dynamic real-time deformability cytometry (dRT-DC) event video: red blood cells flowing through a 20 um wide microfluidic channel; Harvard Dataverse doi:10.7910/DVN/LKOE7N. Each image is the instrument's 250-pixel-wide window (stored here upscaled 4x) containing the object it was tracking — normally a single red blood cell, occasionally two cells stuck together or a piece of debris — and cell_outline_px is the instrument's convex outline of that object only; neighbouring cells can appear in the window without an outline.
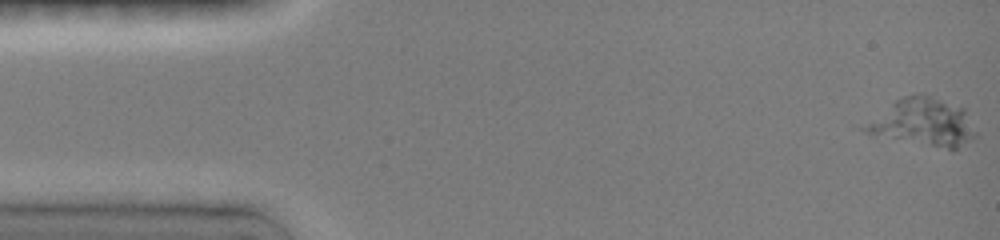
{"species": "common noctule bat (a hibernating species)", "species_latin": "Nyctalus noctula", "temperature_condition": "room temperature", "stored_images_in_passage": 48, "camera_frame_rate_fps": 3000, "um_per_image_px": 0.085, "animal": {"sex": "female", "body_mass_g": 19.0, "forearm_length_mm": 51.5}, "frame": {"image": 1, "passage_image": 1, "time_ms": 0.0, "image_size_px": [1000, 240], "cell_outline_px": [[976, 136], [952, 152], [868, 132], [856, 128], [896, 100], [904, 96], [916, 92], [920, 92], [964, 108], [976, 132]], "centroid_in_image_um": [78.48, 10.41], "position_along_channel_um": 6.5, "area_um2": 30.81}}
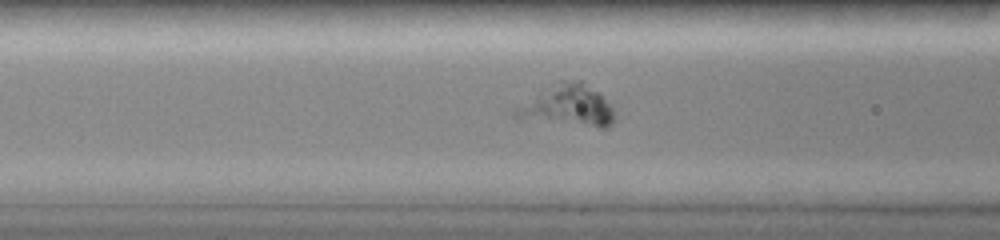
{"frame": {"image": 2, "passage_image": 19, "time_ms": 6.0, "image_size_px": [1000, 240], "cell_outline_px": [[612, 124], [608, 128], [600, 128], [516, 120], [512, 116], [512, 112], [516, 108], [560, 80], [580, 80], [596, 92], [612, 108]], "centroid_in_image_um": [48.19, 9.05], "position_along_channel_um": 118.4, "area_um2": 23.58}}
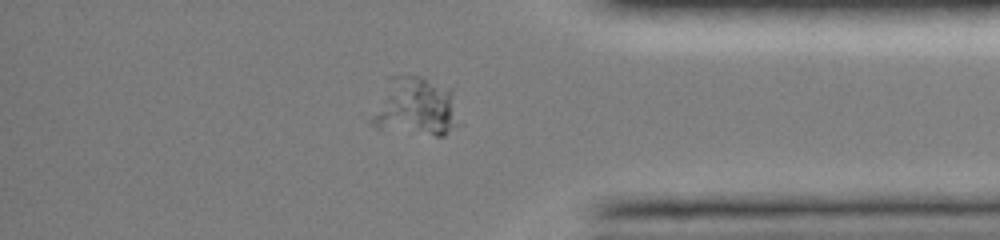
{"frame": {"image": 3, "passage_image": 41, "time_ms": 13.333, "image_size_px": [1000, 240], "cell_outline_px": [[464, 124], [444, 136], [436, 136], [376, 128], [372, 124], [372, 116], [388, 76], [420, 76], [452, 88]], "centroid_in_image_um": [35.45, 9.1], "position_along_channel_um": 399.7, "area_um2": 30.69}}